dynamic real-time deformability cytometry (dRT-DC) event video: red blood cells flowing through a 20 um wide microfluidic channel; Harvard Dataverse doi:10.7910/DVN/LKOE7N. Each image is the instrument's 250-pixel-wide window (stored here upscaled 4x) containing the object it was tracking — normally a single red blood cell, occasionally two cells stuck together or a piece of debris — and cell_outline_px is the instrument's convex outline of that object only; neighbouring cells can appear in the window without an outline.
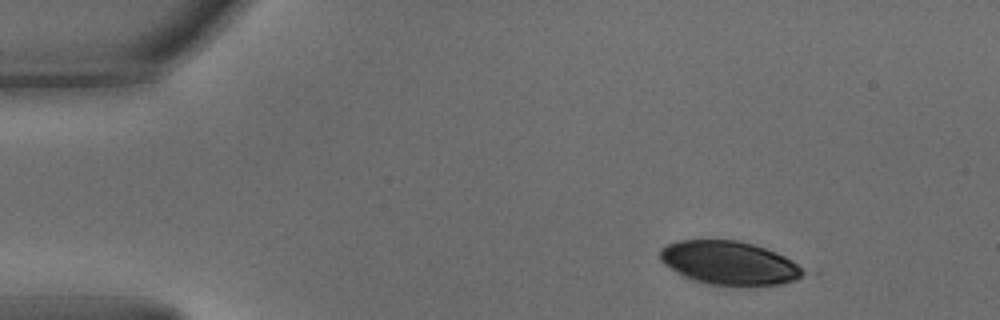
{"species": "common noctule bat (a hibernating species)", "species_latin": "Nyctalus noctula", "temperature_condition": "warm", "stored_images_in_passage": 10, "camera_frame_rate_fps": 3000, "um_per_image_px": 0.085, "animal": {"sex": "male", "body_mass_g": 15.6}, "frame": {"image": 1, "passage_image": 6, "time_ms": 1.667, "image_size_px": [1000, 320], "cell_outline_px": [[808, 272], [796, 280], [780, 284], [712, 284], [696, 280], [684, 276], [664, 264], [660, 260], [660, 248], [668, 244], [680, 240], [740, 240], [776, 252], [792, 260]], "centroid_in_image_um": [62.0, 22.32], "position_along_channel_um": 23.0, "area_um2": 35.78}}